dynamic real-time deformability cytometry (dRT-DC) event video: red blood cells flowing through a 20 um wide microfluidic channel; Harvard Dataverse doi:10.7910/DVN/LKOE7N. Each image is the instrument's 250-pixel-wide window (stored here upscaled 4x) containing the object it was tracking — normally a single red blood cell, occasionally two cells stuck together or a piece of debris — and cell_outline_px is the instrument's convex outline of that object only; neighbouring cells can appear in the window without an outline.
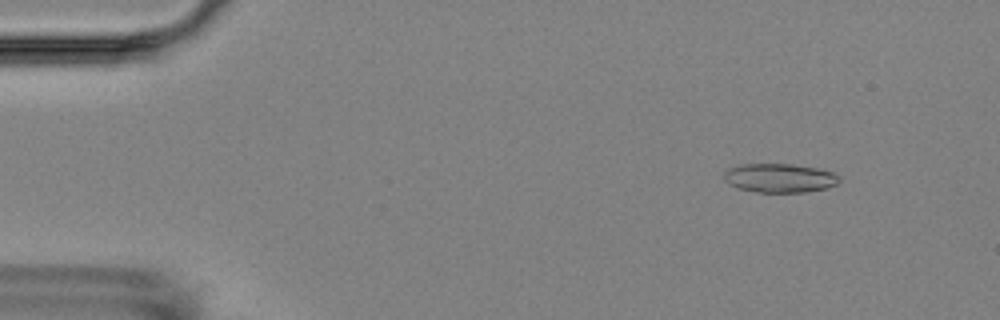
{"species": "Egyptian fruit bat (a non-hibernating species)", "species_latin": "Rousettus aegyptiacus", "temperature_condition": "room temperature", "stored_images_in_passage": 5, "camera_frame_rate_fps": 3000, "um_per_image_px": 0.085, "animal": {"sex": "female"}, "frame": {"image": 1, "passage_image": 2, "time_ms": 1.333, "image_size_px": [1000, 320], "cell_outline_px": [[840, 180], [836, 184], [828, 188], [804, 192], [756, 192], [736, 188], [724, 180], [724, 172], [728, 168], [740, 164], [792, 164], [820, 168], [832, 172], [840, 176]], "centroid_in_image_um": [66.27, 15.13], "position_along_channel_um": 18.7, "area_um2": 19.65}}
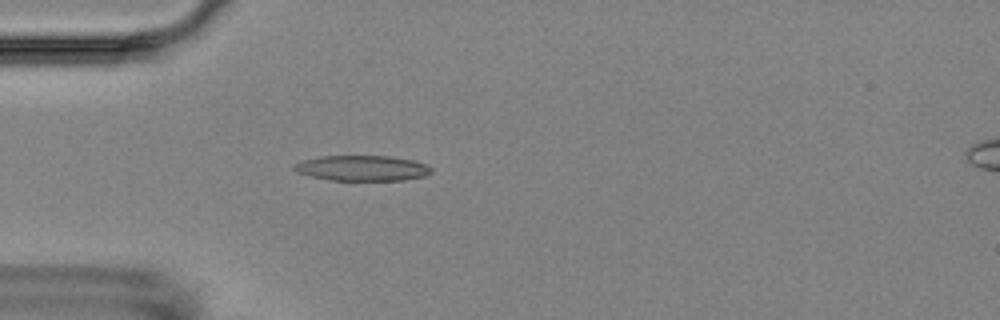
{"frame": {"image": 2, "passage_image": 5, "time_ms": 4.667, "image_size_px": [1000, 320], "cell_outline_px": [[432, 172], [424, 176], [404, 180], [332, 180], [312, 176], [296, 172], [292, 168], [296, 164], [304, 160], [320, 156], [388, 156], [412, 160], [424, 164], [432, 168]], "centroid_in_image_um": [30.79, 14.29], "position_along_channel_um": 54.2, "area_um2": 20.06}}